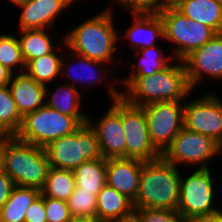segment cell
<instances>
[{"mask_svg":"<svg viewBox=\"0 0 222 222\" xmlns=\"http://www.w3.org/2000/svg\"><path fill=\"white\" fill-rule=\"evenodd\" d=\"M109 7V8H108ZM112 5L103 8L95 16L83 19L79 25L69 29L64 39L66 47L71 52L87 57L91 60L101 61L106 64L114 63L121 29H116ZM114 10V11H112Z\"/></svg>","mask_w":222,"mask_h":222,"instance_id":"1","label":"cell"},{"mask_svg":"<svg viewBox=\"0 0 222 222\" xmlns=\"http://www.w3.org/2000/svg\"><path fill=\"white\" fill-rule=\"evenodd\" d=\"M177 62L171 61L151 76H134L125 88L120 89L123 90L121 97L128 104L138 107L153 102L185 101L194 92L189 85L183 61Z\"/></svg>","mask_w":222,"mask_h":222,"instance_id":"2","label":"cell"},{"mask_svg":"<svg viewBox=\"0 0 222 222\" xmlns=\"http://www.w3.org/2000/svg\"><path fill=\"white\" fill-rule=\"evenodd\" d=\"M180 168L163 157L143 161L134 208L177 210L180 196Z\"/></svg>","mask_w":222,"mask_h":222,"instance_id":"3","label":"cell"},{"mask_svg":"<svg viewBox=\"0 0 222 222\" xmlns=\"http://www.w3.org/2000/svg\"><path fill=\"white\" fill-rule=\"evenodd\" d=\"M4 172L15 185L42 189L51 168L45 148L3 136Z\"/></svg>","mask_w":222,"mask_h":222,"instance_id":"4","label":"cell"},{"mask_svg":"<svg viewBox=\"0 0 222 222\" xmlns=\"http://www.w3.org/2000/svg\"><path fill=\"white\" fill-rule=\"evenodd\" d=\"M183 174L177 211L188 222H195L222 209L216 203L219 184H216L217 178L210 168H194L190 174L186 173L187 176Z\"/></svg>","mask_w":222,"mask_h":222,"instance_id":"5","label":"cell"},{"mask_svg":"<svg viewBox=\"0 0 222 222\" xmlns=\"http://www.w3.org/2000/svg\"><path fill=\"white\" fill-rule=\"evenodd\" d=\"M44 148L50 166L58 169L73 171L87 160L102 158L97 134L88 122Z\"/></svg>","mask_w":222,"mask_h":222,"instance_id":"6","label":"cell"},{"mask_svg":"<svg viewBox=\"0 0 222 222\" xmlns=\"http://www.w3.org/2000/svg\"><path fill=\"white\" fill-rule=\"evenodd\" d=\"M164 26V40L171 43L170 51L175 61H182L193 50L202 47L217 33L210 27L184 16L177 9L159 13Z\"/></svg>","mask_w":222,"mask_h":222,"instance_id":"7","label":"cell"},{"mask_svg":"<svg viewBox=\"0 0 222 222\" xmlns=\"http://www.w3.org/2000/svg\"><path fill=\"white\" fill-rule=\"evenodd\" d=\"M81 124L73 117L61 114L47 105L26 114L15 136L35 146L46 147L51 141L76 131Z\"/></svg>","mask_w":222,"mask_h":222,"instance_id":"8","label":"cell"},{"mask_svg":"<svg viewBox=\"0 0 222 222\" xmlns=\"http://www.w3.org/2000/svg\"><path fill=\"white\" fill-rule=\"evenodd\" d=\"M220 149L221 145L213 138L184 127L162 153V157L178 168L182 165L190 166V169L193 166L195 169L210 168L209 163L220 156Z\"/></svg>","mask_w":222,"mask_h":222,"instance_id":"9","label":"cell"},{"mask_svg":"<svg viewBox=\"0 0 222 222\" xmlns=\"http://www.w3.org/2000/svg\"><path fill=\"white\" fill-rule=\"evenodd\" d=\"M66 50L67 51L64 50L63 57L61 60V70H60V77H62L61 79L70 78L68 79V81L69 80L70 81L69 82L66 81V83L70 84L71 86L77 89H79L78 87L82 88L80 90L86 89L87 87L88 88L90 87L91 89L96 85V83L97 85L98 83L100 85L102 84V82L103 83L107 82L106 87L108 90L107 92L109 93V97H111L110 99L114 101L121 98V91L118 89V87H116L120 86L119 78L117 80L116 79L114 80V77L111 78L112 80L109 78V75L112 73L111 71H113L112 67L107 66L109 64H106L101 61L91 60L87 57L75 54L68 49ZM70 60L73 61L71 62ZM74 69L75 70L79 69L80 71L76 70L77 71L76 72Z\"/></svg>","mask_w":222,"mask_h":222,"instance_id":"10","label":"cell"},{"mask_svg":"<svg viewBox=\"0 0 222 222\" xmlns=\"http://www.w3.org/2000/svg\"><path fill=\"white\" fill-rule=\"evenodd\" d=\"M185 101L153 102L141 106L144 110L150 138L163 153L184 128Z\"/></svg>","mask_w":222,"mask_h":222,"instance_id":"11","label":"cell"},{"mask_svg":"<svg viewBox=\"0 0 222 222\" xmlns=\"http://www.w3.org/2000/svg\"><path fill=\"white\" fill-rule=\"evenodd\" d=\"M203 94L193 100L186 99L184 127L211 137L222 146V98L212 90Z\"/></svg>","mask_w":222,"mask_h":222,"instance_id":"12","label":"cell"},{"mask_svg":"<svg viewBox=\"0 0 222 222\" xmlns=\"http://www.w3.org/2000/svg\"><path fill=\"white\" fill-rule=\"evenodd\" d=\"M122 124L126 134V158L146 162L162 157L151 141L144 110L128 104L123 98Z\"/></svg>","mask_w":222,"mask_h":222,"instance_id":"13","label":"cell"},{"mask_svg":"<svg viewBox=\"0 0 222 222\" xmlns=\"http://www.w3.org/2000/svg\"><path fill=\"white\" fill-rule=\"evenodd\" d=\"M96 121L88 115L87 122L95 130L104 159L126 158V134L122 124V97L111 101Z\"/></svg>","mask_w":222,"mask_h":222,"instance_id":"14","label":"cell"},{"mask_svg":"<svg viewBox=\"0 0 222 222\" xmlns=\"http://www.w3.org/2000/svg\"><path fill=\"white\" fill-rule=\"evenodd\" d=\"M187 79L194 91L210 77L222 82V33H217L202 47L193 50L183 60ZM201 82V83H200Z\"/></svg>","mask_w":222,"mask_h":222,"instance_id":"15","label":"cell"},{"mask_svg":"<svg viewBox=\"0 0 222 222\" xmlns=\"http://www.w3.org/2000/svg\"><path fill=\"white\" fill-rule=\"evenodd\" d=\"M77 1L79 0H27L18 6L21 8V13L17 28L19 30L53 29L61 14H64L66 9L71 8Z\"/></svg>","mask_w":222,"mask_h":222,"instance_id":"16","label":"cell"},{"mask_svg":"<svg viewBox=\"0 0 222 222\" xmlns=\"http://www.w3.org/2000/svg\"><path fill=\"white\" fill-rule=\"evenodd\" d=\"M142 166L143 161L138 159H106L107 185L134 201L139 191Z\"/></svg>","mask_w":222,"mask_h":222,"instance_id":"17","label":"cell"},{"mask_svg":"<svg viewBox=\"0 0 222 222\" xmlns=\"http://www.w3.org/2000/svg\"><path fill=\"white\" fill-rule=\"evenodd\" d=\"M133 24L126 28L124 36L118 34V40L123 38L128 41L131 50L138 51L159 45V38L164 41V26L159 14L133 13Z\"/></svg>","mask_w":222,"mask_h":222,"instance_id":"18","label":"cell"},{"mask_svg":"<svg viewBox=\"0 0 222 222\" xmlns=\"http://www.w3.org/2000/svg\"><path fill=\"white\" fill-rule=\"evenodd\" d=\"M45 87L26 72L12 74L8 88L22 117L45 105Z\"/></svg>","mask_w":222,"mask_h":222,"instance_id":"19","label":"cell"},{"mask_svg":"<svg viewBox=\"0 0 222 222\" xmlns=\"http://www.w3.org/2000/svg\"><path fill=\"white\" fill-rule=\"evenodd\" d=\"M134 212L133 201L107 184L97 194L96 217L101 222H122Z\"/></svg>","mask_w":222,"mask_h":222,"instance_id":"20","label":"cell"},{"mask_svg":"<svg viewBox=\"0 0 222 222\" xmlns=\"http://www.w3.org/2000/svg\"><path fill=\"white\" fill-rule=\"evenodd\" d=\"M48 86L45 87V105L53 110H58L61 114L73 116L81 125L87 123L88 114L86 113L88 112L80 110L83 108L81 105L84 104L81 102L83 93L79 89L64 83L57 85L53 92V89L51 91Z\"/></svg>","mask_w":222,"mask_h":222,"instance_id":"21","label":"cell"},{"mask_svg":"<svg viewBox=\"0 0 222 222\" xmlns=\"http://www.w3.org/2000/svg\"><path fill=\"white\" fill-rule=\"evenodd\" d=\"M161 48L155 45L135 51L134 54L136 57H139L137 59L138 63H131L130 68L132 70L129 72V75L121 79L119 78L120 86L123 84L124 87L134 76H151L164 69L171 63V60L174 61L171 54L169 53L168 57V54L163 50L164 48Z\"/></svg>","mask_w":222,"mask_h":222,"instance_id":"22","label":"cell"},{"mask_svg":"<svg viewBox=\"0 0 222 222\" xmlns=\"http://www.w3.org/2000/svg\"><path fill=\"white\" fill-rule=\"evenodd\" d=\"M51 30L54 32V29H32L15 32L20 42L21 54L25 64L32 59L52 53L58 48L60 42L58 44L52 42Z\"/></svg>","mask_w":222,"mask_h":222,"instance_id":"23","label":"cell"},{"mask_svg":"<svg viewBox=\"0 0 222 222\" xmlns=\"http://www.w3.org/2000/svg\"><path fill=\"white\" fill-rule=\"evenodd\" d=\"M177 10L216 33H222V4L215 0H186Z\"/></svg>","mask_w":222,"mask_h":222,"instance_id":"24","label":"cell"},{"mask_svg":"<svg viewBox=\"0 0 222 222\" xmlns=\"http://www.w3.org/2000/svg\"><path fill=\"white\" fill-rule=\"evenodd\" d=\"M40 195L38 188L15 185L0 209V221L25 222L26 210Z\"/></svg>","mask_w":222,"mask_h":222,"instance_id":"25","label":"cell"},{"mask_svg":"<svg viewBox=\"0 0 222 222\" xmlns=\"http://www.w3.org/2000/svg\"><path fill=\"white\" fill-rule=\"evenodd\" d=\"M66 48L65 41L62 39L58 49L56 48L52 53L30 60L26 64L25 72L37 83L45 86L50 85V82L57 81L60 77L62 52Z\"/></svg>","mask_w":222,"mask_h":222,"instance_id":"26","label":"cell"},{"mask_svg":"<svg viewBox=\"0 0 222 222\" xmlns=\"http://www.w3.org/2000/svg\"><path fill=\"white\" fill-rule=\"evenodd\" d=\"M76 187L97 195L106 182V159L87 160L74 170Z\"/></svg>","mask_w":222,"mask_h":222,"instance_id":"27","label":"cell"},{"mask_svg":"<svg viewBox=\"0 0 222 222\" xmlns=\"http://www.w3.org/2000/svg\"><path fill=\"white\" fill-rule=\"evenodd\" d=\"M75 187L73 171L51 167L41 194L52 199L67 201Z\"/></svg>","mask_w":222,"mask_h":222,"instance_id":"28","label":"cell"},{"mask_svg":"<svg viewBox=\"0 0 222 222\" xmlns=\"http://www.w3.org/2000/svg\"><path fill=\"white\" fill-rule=\"evenodd\" d=\"M16 103L7 86L0 87V136L15 135L22 123Z\"/></svg>","mask_w":222,"mask_h":222,"instance_id":"29","label":"cell"},{"mask_svg":"<svg viewBox=\"0 0 222 222\" xmlns=\"http://www.w3.org/2000/svg\"><path fill=\"white\" fill-rule=\"evenodd\" d=\"M0 64L12 74L25 72L26 64L21 54L20 42L14 32L0 33Z\"/></svg>","mask_w":222,"mask_h":222,"instance_id":"30","label":"cell"},{"mask_svg":"<svg viewBox=\"0 0 222 222\" xmlns=\"http://www.w3.org/2000/svg\"><path fill=\"white\" fill-rule=\"evenodd\" d=\"M71 216L96 217L97 195L75 187L67 200Z\"/></svg>","mask_w":222,"mask_h":222,"instance_id":"31","label":"cell"},{"mask_svg":"<svg viewBox=\"0 0 222 222\" xmlns=\"http://www.w3.org/2000/svg\"><path fill=\"white\" fill-rule=\"evenodd\" d=\"M140 222H188L177 210L159 208H134Z\"/></svg>","mask_w":222,"mask_h":222,"instance_id":"32","label":"cell"},{"mask_svg":"<svg viewBox=\"0 0 222 222\" xmlns=\"http://www.w3.org/2000/svg\"><path fill=\"white\" fill-rule=\"evenodd\" d=\"M118 7L122 11L140 14H159L161 12V0H118Z\"/></svg>","mask_w":222,"mask_h":222,"instance_id":"33","label":"cell"},{"mask_svg":"<svg viewBox=\"0 0 222 222\" xmlns=\"http://www.w3.org/2000/svg\"><path fill=\"white\" fill-rule=\"evenodd\" d=\"M44 204L47 222H68L72 217L67 201L44 196Z\"/></svg>","mask_w":222,"mask_h":222,"instance_id":"34","label":"cell"},{"mask_svg":"<svg viewBox=\"0 0 222 222\" xmlns=\"http://www.w3.org/2000/svg\"><path fill=\"white\" fill-rule=\"evenodd\" d=\"M25 222H47L42 194L26 210Z\"/></svg>","mask_w":222,"mask_h":222,"instance_id":"35","label":"cell"},{"mask_svg":"<svg viewBox=\"0 0 222 222\" xmlns=\"http://www.w3.org/2000/svg\"><path fill=\"white\" fill-rule=\"evenodd\" d=\"M14 186V181L6 173L0 175V209L9 198Z\"/></svg>","mask_w":222,"mask_h":222,"instance_id":"36","label":"cell"},{"mask_svg":"<svg viewBox=\"0 0 222 222\" xmlns=\"http://www.w3.org/2000/svg\"><path fill=\"white\" fill-rule=\"evenodd\" d=\"M12 73L0 64V87L7 86L10 82Z\"/></svg>","mask_w":222,"mask_h":222,"instance_id":"37","label":"cell"},{"mask_svg":"<svg viewBox=\"0 0 222 222\" xmlns=\"http://www.w3.org/2000/svg\"><path fill=\"white\" fill-rule=\"evenodd\" d=\"M186 0H161V11L165 9H177Z\"/></svg>","mask_w":222,"mask_h":222,"instance_id":"38","label":"cell"},{"mask_svg":"<svg viewBox=\"0 0 222 222\" xmlns=\"http://www.w3.org/2000/svg\"><path fill=\"white\" fill-rule=\"evenodd\" d=\"M195 222H222V210L215 212L206 217L199 218Z\"/></svg>","mask_w":222,"mask_h":222,"instance_id":"39","label":"cell"},{"mask_svg":"<svg viewBox=\"0 0 222 222\" xmlns=\"http://www.w3.org/2000/svg\"><path fill=\"white\" fill-rule=\"evenodd\" d=\"M68 222H101L97 217L72 216Z\"/></svg>","mask_w":222,"mask_h":222,"instance_id":"40","label":"cell"},{"mask_svg":"<svg viewBox=\"0 0 222 222\" xmlns=\"http://www.w3.org/2000/svg\"><path fill=\"white\" fill-rule=\"evenodd\" d=\"M4 172L3 136H0V175Z\"/></svg>","mask_w":222,"mask_h":222,"instance_id":"41","label":"cell"},{"mask_svg":"<svg viewBox=\"0 0 222 222\" xmlns=\"http://www.w3.org/2000/svg\"><path fill=\"white\" fill-rule=\"evenodd\" d=\"M7 1V0H5ZM10 2V4H13L14 6H20L22 4H24L27 0H8Z\"/></svg>","mask_w":222,"mask_h":222,"instance_id":"42","label":"cell"},{"mask_svg":"<svg viewBox=\"0 0 222 222\" xmlns=\"http://www.w3.org/2000/svg\"><path fill=\"white\" fill-rule=\"evenodd\" d=\"M122 222H140V221L134 216V217H132L130 219H126V220H124Z\"/></svg>","mask_w":222,"mask_h":222,"instance_id":"43","label":"cell"},{"mask_svg":"<svg viewBox=\"0 0 222 222\" xmlns=\"http://www.w3.org/2000/svg\"><path fill=\"white\" fill-rule=\"evenodd\" d=\"M222 156V146H221V149H220V157Z\"/></svg>","mask_w":222,"mask_h":222,"instance_id":"44","label":"cell"},{"mask_svg":"<svg viewBox=\"0 0 222 222\" xmlns=\"http://www.w3.org/2000/svg\"><path fill=\"white\" fill-rule=\"evenodd\" d=\"M215 1H217V2H219V3H221V4H222V0H215Z\"/></svg>","mask_w":222,"mask_h":222,"instance_id":"45","label":"cell"}]
</instances>
